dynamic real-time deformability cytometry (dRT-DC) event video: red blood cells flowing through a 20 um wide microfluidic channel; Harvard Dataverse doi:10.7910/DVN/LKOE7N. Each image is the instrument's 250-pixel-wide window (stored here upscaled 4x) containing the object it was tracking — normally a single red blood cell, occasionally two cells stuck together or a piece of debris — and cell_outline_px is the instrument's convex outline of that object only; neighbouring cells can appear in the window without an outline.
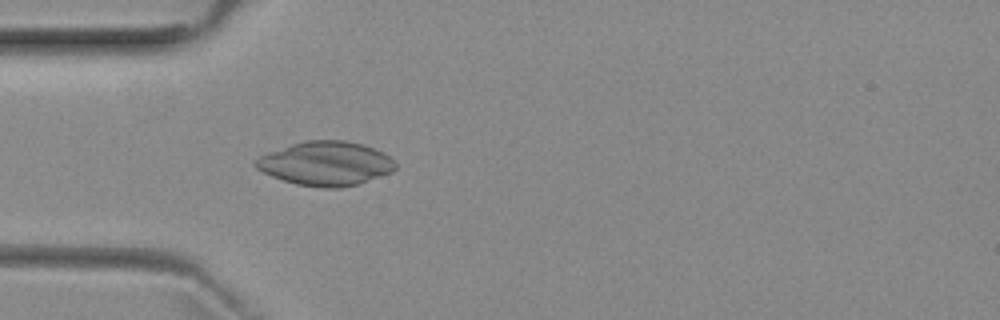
{"species": "common noctule bat (a hibernating species)", "species_latin": "Nyctalus noctula", "temperature_condition": "room temperature", "stored_images_in_passage": 4, "camera_frame_rate_fps": 3000, "um_per_image_px": 0.085, "animal": {"sex": "female", "body_mass_g": 29.2, "forearm_length_mm": 56.3}, "frame": {"image": 1, "passage_image": 4, "time_ms": 3.667, "image_size_px": [1000, 320], "cell_outline_px": [[396, 168], [392, 172], [356, 184], [340, 188], [324, 188], [296, 184], [272, 176], [256, 168], [252, 164], [260, 156], [268, 152], [304, 140], [344, 140], [364, 144], [388, 156], [396, 164]], "centroid_in_image_um": [27.67, 13.89], "position_along_channel_um": 57.3, "area_um2": 35.6}}